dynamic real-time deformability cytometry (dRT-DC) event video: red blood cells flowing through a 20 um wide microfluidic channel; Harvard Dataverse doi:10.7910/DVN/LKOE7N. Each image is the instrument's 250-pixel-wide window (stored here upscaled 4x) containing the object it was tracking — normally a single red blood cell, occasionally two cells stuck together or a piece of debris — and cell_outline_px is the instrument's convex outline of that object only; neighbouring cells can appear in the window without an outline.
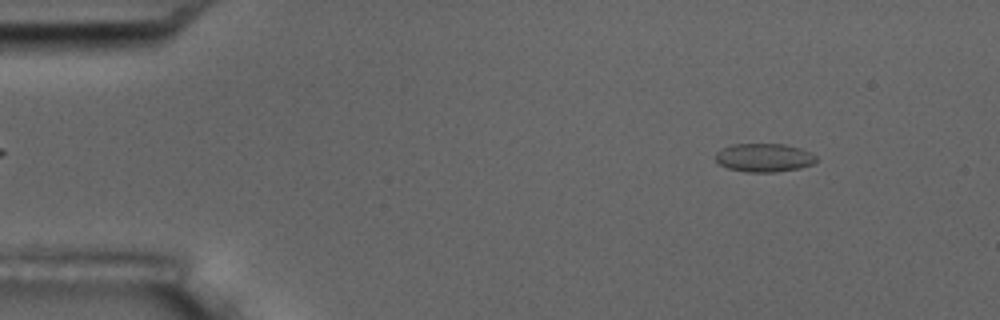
{"species": "common noctule bat (a hibernating species)", "species_latin": "Nyctalus noctula", "temperature_condition": "room temperature", "stored_images_in_passage": 4, "camera_frame_rate_fps": 3000, "um_per_image_px": 0.085, "animal": {"sex": "male", "body_mass_g": 17.5, "forearm_length_mm": 52.3}, "frame": {"image": 1, "passage_image": 1, "time_ms": 0.0, "image_size_px": [1000, 320], "cell_outline_px": [[816, 160], [812, 164], [800, 168], [776, 172], [744, 172], [728, 168], [720, 164], [716, 160], [716, 152], [732, 144], [784, 144], [800, 148], [816, 156]], "centroid_in_image_um": [64.94, 13.41], "position_along_channel_um": 20.1, "area_um2": 16.59}}
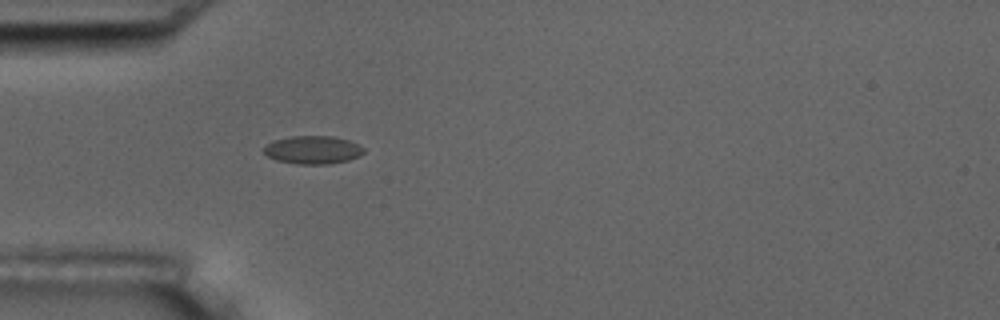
{"frame": {"image": 2, "passage_image": 4, "time_ms": 3.333, "image_size_px": [1000, 320], "cell_outline_px": [[364, 152], [348, 160], [328, 164], [296, 164], [276, 160], [268, 156], [264, 152], [264, 148], [272, 140], [292, 136], [332, 136], [348, 140], [364, 148]], "centroid_in_image_um": [26.56, 12.74], "position_along_channel_um": 58.4, "area_um2": 16.18}}